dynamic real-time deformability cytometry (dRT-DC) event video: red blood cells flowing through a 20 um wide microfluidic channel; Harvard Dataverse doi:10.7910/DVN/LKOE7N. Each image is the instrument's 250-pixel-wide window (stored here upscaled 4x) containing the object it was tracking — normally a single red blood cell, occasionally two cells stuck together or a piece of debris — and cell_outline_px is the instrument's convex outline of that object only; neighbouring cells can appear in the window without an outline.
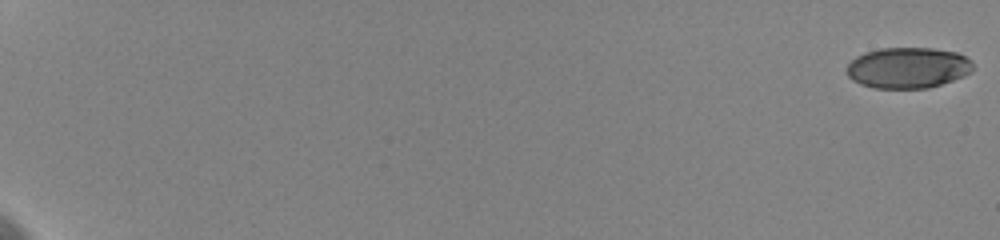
{"species": "human", "species_latin": "Homo sapiens", "temperature_condition": "cold", "stored_images_in_passage": 46, "camera_frame_rate_fps": 3000, "um_per_image_px": 0.085, "donor": {"sex": "female"}, "frame": {"image": 1, "passage_image": 1, "time_ms": 0.0, "image_size_px": [1000, 240], "cell_outline_px": [[972, 68], [968, 72], [952, 80], [928, 88], [876, 88], [860, 84], [852, 80], [848, 76], [848, 64], [856, 56], [880, 48], [932, 48], [956, 52], [972, 60]], "centroid_in_image_um": [77.15, 5.75], "position_along_channel_um": 7.9, "area_um2": 29.71}}
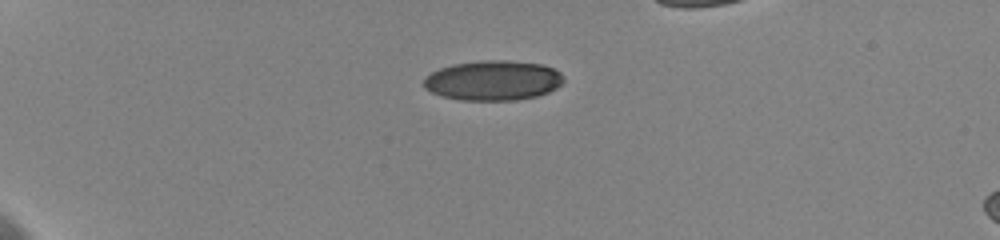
{"frame": {"image": 2, "passage_image": 14, "time_ms": 5.667, "image_size_px": [1000, 240], "cell_outline_px": [[564, 80], [556, 88], [548, 92], [536, 96], [516, 100], [460, 100], [440, 96], [424, 88], [424, 80], [432, 72], [440, 68], [452, 64], [480, 60], [508, 60], [540, 64], [552, 68], [560, 72]], "centroid_in_image_um": [41.9, 6.84], "position_along_channel_um": 43.1, "area_um2": 32.48}}
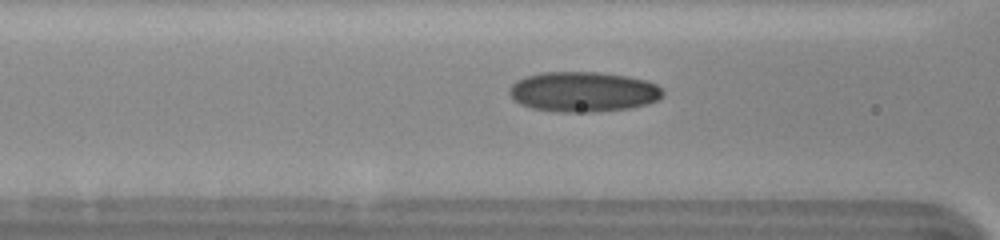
{"frame": {"image": 3, "passage_image": 25, "time_ms": 9.333, "image_size_px": [1000, 240], "cell_outline_px": [[664, 92], [656, 100], [644, 104], [628, 108], [588, 112], [564, 112], [532, 108], [520, 104], [512, 100], [508, 92], [512, 84], [516, 80], [524, 76], [540, 72], [600, 72], [628, 76], [644, 80], [656, 84]], "centroid_in_image_um": [49.5, 7.78], "position_along_channel_um": 117.1, "area_um2": 35.78}}